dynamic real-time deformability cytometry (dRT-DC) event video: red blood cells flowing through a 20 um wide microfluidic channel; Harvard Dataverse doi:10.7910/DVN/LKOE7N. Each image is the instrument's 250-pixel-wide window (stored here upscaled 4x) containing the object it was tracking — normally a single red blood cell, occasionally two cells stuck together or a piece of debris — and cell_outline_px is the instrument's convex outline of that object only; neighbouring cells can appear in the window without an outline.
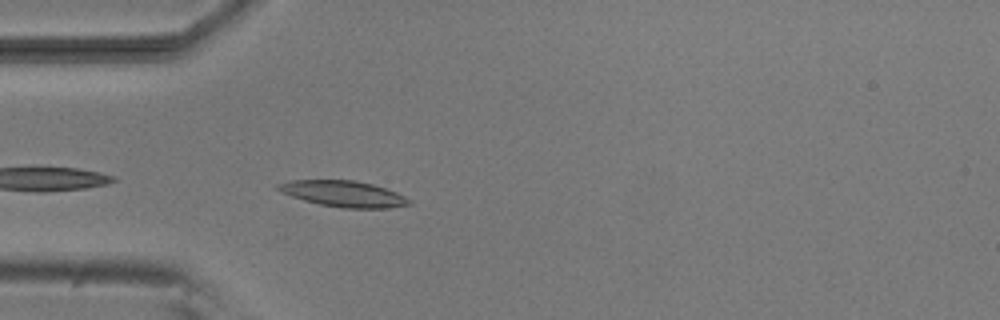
{"species": "common noctule bat (a hibernating species)", "species_latin": "Nyctalus noctula", "temperature_condition": "room temperature", "stored_images_in_passage": 38, "camera_frame_rate_fps": 3000, "um_per_image_px": 0.085, "animal": {"sex": "male", "body_mass_g": 20.5, "forearm_length_mm": 52.5}, "frame": {"image": 1, "passage_image": 2, "time_ms": 0.333, "image_size_px": [1000, 320], "cell_outline_px": [[412, 204], [388, 208], [344, 208], [320, 204], [304, 200], [280, 192], [276, 188], [276, 184], [292, 180], [352, 180], [372, 184], [396, 192], [412, 200]], "centroid_in_image_um": [29.2, 16.47], "position_along_channel_um": 55.8, "area_um2": 19.77}}
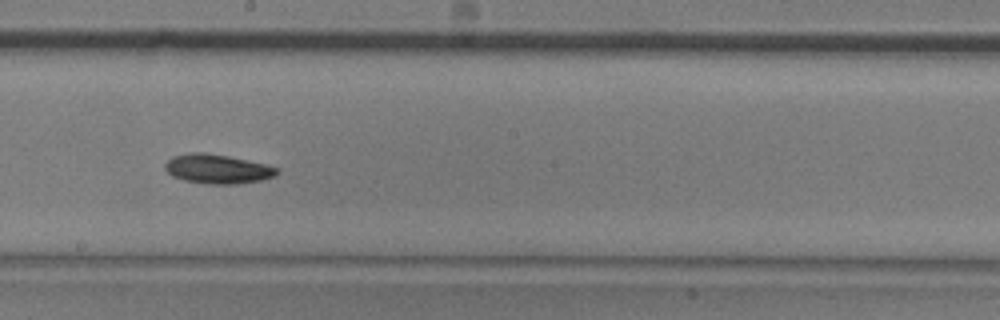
{"frame": {"image": 2, "passage_image": 16, "time_ms": 5.0, "image_size_px": [1000, 320], "cell_outline_px": [[280, 172], [276, 176], [260, 180], [240, 184], [208, 184], [184, 180], [172, 176], [164, 168], [164, 164], [172, 156], [188, 152], [204, 152], [228, 156], [268, 164], [280, 168]], "centroid_in_image_um": [18.51, 14.35], "position_along_channel_um": 229.7, "area_um2": 19.42}}
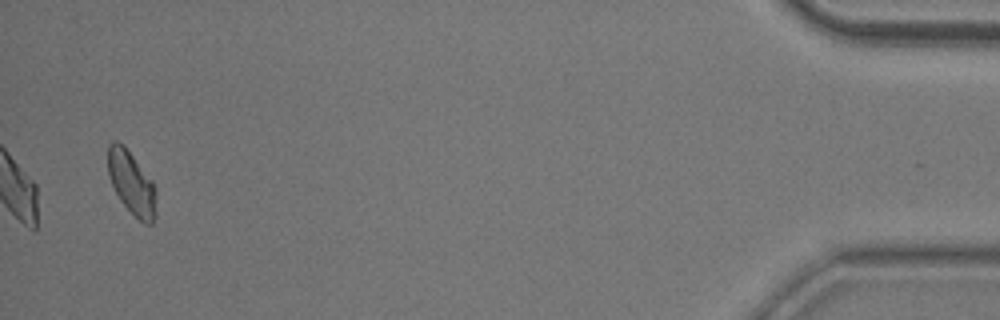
{"frame": {"image": 3, "passage_image": 38, "time_ms": 12.333, "image_size_px": [1000, 320], "cell_outline_px": [[156, 216], [152, 224], [144, 224], [120, 200], [108, 176], [108, 144], [112, 140], [116, 140], [124, 144], [152, 180], [156, 188]], "centroid_in_image_um": [11.2, 15.52], "position_along_channel_um": 424.0, "area_um2": 17.92}, "authors_computed_cell_mechanics": {"area_um2": 18.496, "velocity_mm_per_s": 3.8202, "shape_relaxation_time_tau1_ms": 4.8557, "shape_relaxation_time_tau2_ms": null, "deformation_change_tau1": 0.1186, "deformation_change_tau2": null}}